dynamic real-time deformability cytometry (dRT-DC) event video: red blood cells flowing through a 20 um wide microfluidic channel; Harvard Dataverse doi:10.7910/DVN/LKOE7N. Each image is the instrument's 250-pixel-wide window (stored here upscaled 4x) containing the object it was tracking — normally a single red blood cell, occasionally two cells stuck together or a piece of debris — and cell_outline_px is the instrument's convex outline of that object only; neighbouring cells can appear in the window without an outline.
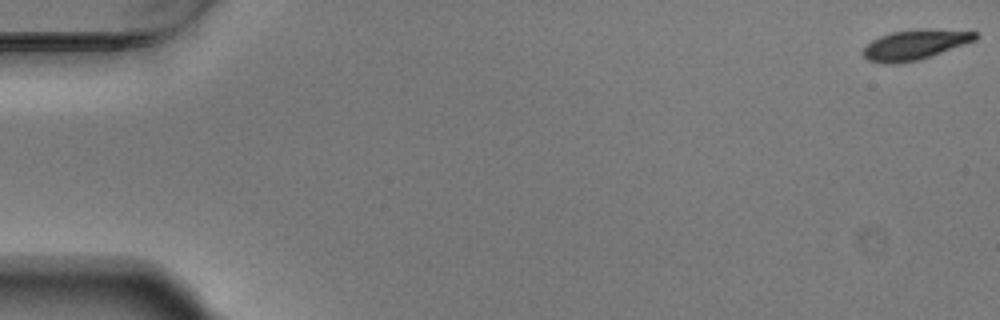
{"species": "Egyptian fruit bat (a non-hibernating species)", "species_latin": "Rousettus aegyptiacus", "temperature_condition": "warm", "stored_images_in_passage": 56, "camera_frame_rate_fps": 3000, "um_per_image_px": 0.085, "animal": {"sex": "male"}, "frame": {"image": 1, "passage_image": 1, "time_ms": 0.0, "image_size_px": [1000, 320], "cell_outline_px": [[980, 36], [976, 40], [932, 56], [920, 60], [900, 64], [884, 64], [868, 60], [860, 52], [872, 40], [880, 36], [892, 32], [916, 28], [932, 28], [976, 32]], "centroid_in_image_um": [77.78, 3.8], "position_along_channel_um": 7.2, "area_um2": 20.06}}
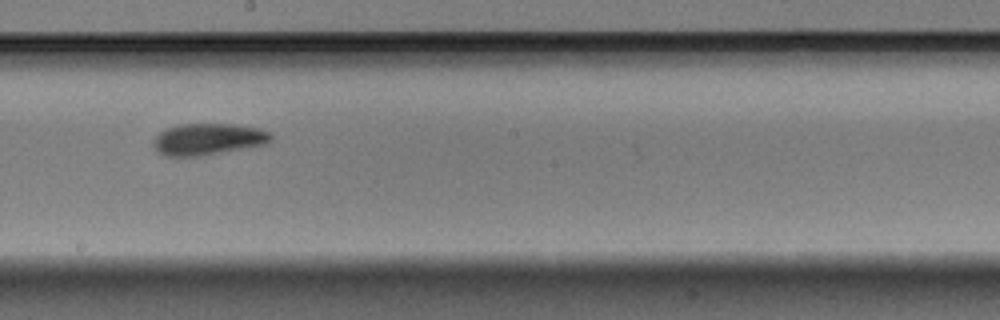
{"frame": {"image": 2, "passage_image": 32, "time_ms": 10.333, "image_size_px": [1000, 320], "cell_outline_px": [[272, 140], [264, 144], [200, 156], [164, 156], [156, 152], [152, 148], [152, 140], [160, 132], [168, 128], [180, 124], [232, 124], [260, 128], [272, 132]], "centroid_in_image_um": [17.65, 11.83], "position_along_channel_um": 230.6, "area_um2": 21.73}}
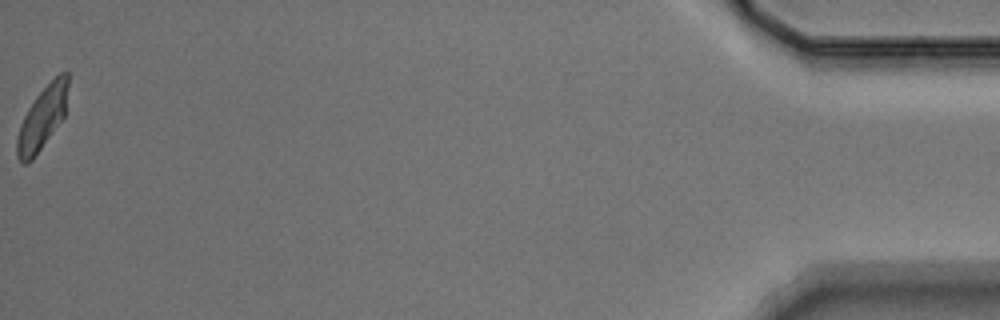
{"frame": {"image": 3, "passage_image": 56, "time_ms": 18.333, "image_size_px": [1000, 320], "cell_outline_px": [[68, 84], [64, 116], [32, 160], [28, 164], [24, 164], [16, 156], [16, 140], [20, 124], [28, 108], [36, 96], [60, 72], [68, 72]], "centroid_in_image_um": [3.57, 10.05], "position_along_channel_um": 431.6, "area_um2": 18.32}, "authors_computed_cell_mechanics": {"area_um2": 20.6057, "velocity_mm_per_s": 3.6952, "shape_relaxation_time_tau1_ms": 3.8868, "shape_relaxation_time_tau2_ms": 4.7661, "deformation_change_tau1": 0.1374, "deformation_change_tau2": 0.1005}}